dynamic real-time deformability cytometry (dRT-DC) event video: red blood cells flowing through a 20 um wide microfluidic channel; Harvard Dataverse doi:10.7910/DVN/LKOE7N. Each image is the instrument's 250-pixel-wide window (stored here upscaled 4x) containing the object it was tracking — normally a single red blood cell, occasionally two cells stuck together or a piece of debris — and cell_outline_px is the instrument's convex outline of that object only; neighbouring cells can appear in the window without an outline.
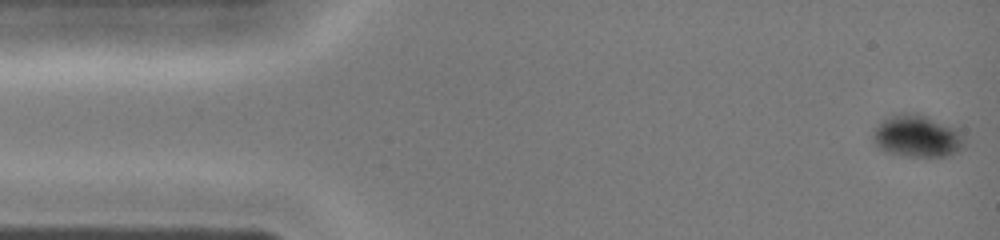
{"species": "common noctule bat (a hibernating species)", "species_latin": "Nyctalus noctula", "temperature_condition": "cold", "stored_images_in_passage": 41, "camera_frame_rate_fps": 3000, "um_per_image_px": 0.085, "animal": {"sex": "female", "body_mass_g": 19.0, "forearm_length_mm": 51.5}, "frame": {"image": 1, "passage_image": 1, "time_ms": 0.0, "image_size_px": [1000, 240], "cell_outline_px": [[964, 148], [952, 156], [904, 156], [888, 152], [880, 148], [872, 140], [872, 132], [884, 120], [900, 112], [916, 112], [928, 116], [948, 124], [956, 128], [964, 136]], "centroid_in_image_um": [78.0, 11.57], "position_along_channel_um": 7.0, "area_um2": 22.66}}
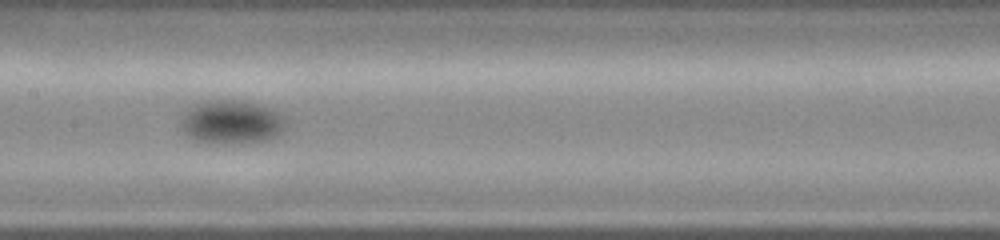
{"frame": {"image": 2, "passage_image": 20, "time_ms": 6.333, "image_size_px": [1000, 240], "cell_outline_px": [[288, 120], [284, 128], [276, 136], [264, 140], [244, 144], [224, 144], [196, 140], [188, 136], [180, 128], [180, 120], [184, 112], [196, 104], [204, 100], [240, 100], [256, 104], [280, 112]], "centroid_in_image_um": [19.68, 10.38], "position_along_channel_um": 187.7, "area_um2": 26.99}}
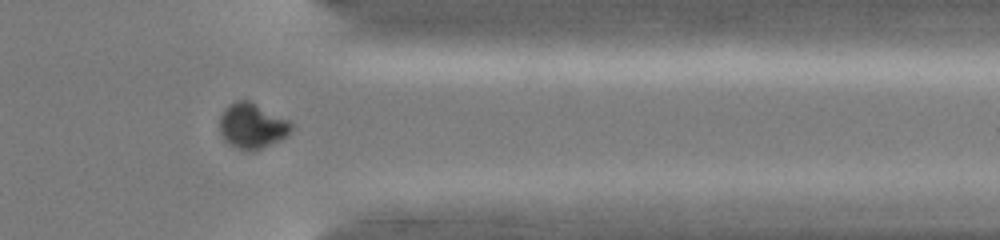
{"frame": {"image": 3, "passage_image": 33, "time_ms": 10.667, "image_size_px": [1000, 240], "cell_outline_px": [[292, 132], [288, 136], [280, 140], [252, 152], [236, 148], [228, 144], [220, 136], [220, 116], [224, 108], [236, 100], [248, 100], [288, 120], [292, 124]], "centroid_in_image_um": [21.41, 10.72], "position_along_channel_um": 390.0, "area_um2": 19.02}}